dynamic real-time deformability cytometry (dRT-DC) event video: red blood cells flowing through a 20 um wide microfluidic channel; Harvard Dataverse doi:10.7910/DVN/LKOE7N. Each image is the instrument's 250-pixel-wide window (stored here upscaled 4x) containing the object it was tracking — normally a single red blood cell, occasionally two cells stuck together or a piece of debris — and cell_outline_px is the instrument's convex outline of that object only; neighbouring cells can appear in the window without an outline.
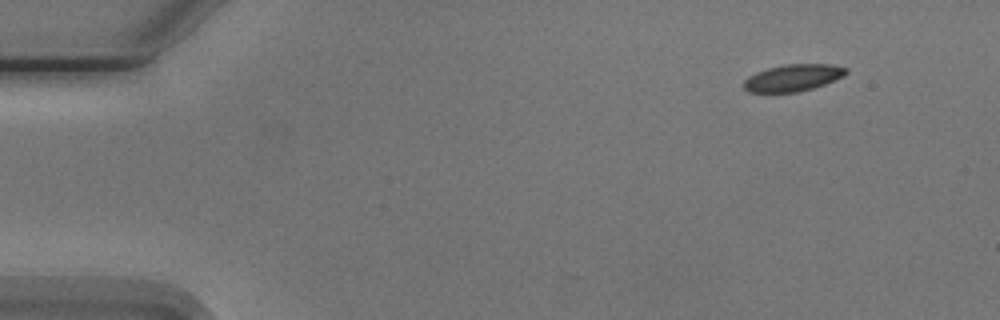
{"species": "Egyptian fruit bat (a non-hibernating species)", "species_latin": "Rousettus aegyptiacus", "temperature_condition": "cold", "stored_images_in_passage": 5, "camera_frame_rate_fps": 3000, "um_per_image_px": 0.085, "animal": {"sex": "male"}, "frame": {"image": 1, "passage_image": 1, "time_ms": 0.0, "image_size_px": [1000, 320], "cell_outline_px": [[848, 72], [844, 76], [824, 84], [812, 88], [796, 92], [748, 92], [744, 88], [744, 80], [748, 76], [756, 72], [768, 68], [784, 64], [832, 64], [848, 68]], "centroid_in_image_um": [67.41, 6.6], "position_along_channel_um": 17.6, "area_um2": 16.01}}